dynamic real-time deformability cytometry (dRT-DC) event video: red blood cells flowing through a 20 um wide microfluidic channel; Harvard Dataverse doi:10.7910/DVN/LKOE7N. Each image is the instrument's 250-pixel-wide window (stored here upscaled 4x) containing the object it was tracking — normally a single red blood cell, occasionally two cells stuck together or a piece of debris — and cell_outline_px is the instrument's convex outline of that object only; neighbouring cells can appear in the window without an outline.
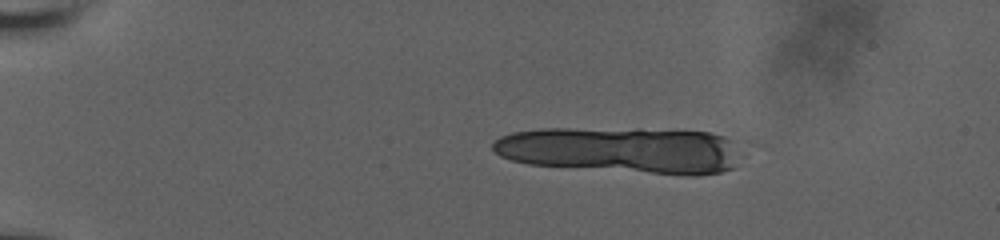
{"species": "human", "species_latin": "Homo sapiens", "temperature_condition": "room temperature", "stored_images_in_passage": 10, "camera_frame_rate_fps": 3000, "um_per_image_px": 0.085, "donor": {"sex": "male"}, "frame": {"image": 1, "passage_image": 1, "time_ms": 0.0, "image_size_px": [1000, 240], "cell_outline_px": [[732, 168], [720, 172], [692, 176], [684, 176], [528, 164], [512, 160], [500, 156], [492, 148], [492, 144], [500, 136], [512, 132], [540, 128], [640, 128], [708, 132], [724, 136], [728, 140]], "centroid_in_image_um": [52.66, 12.74], "position_along_channel_um": 32.3, "area_um2": 66.64}}